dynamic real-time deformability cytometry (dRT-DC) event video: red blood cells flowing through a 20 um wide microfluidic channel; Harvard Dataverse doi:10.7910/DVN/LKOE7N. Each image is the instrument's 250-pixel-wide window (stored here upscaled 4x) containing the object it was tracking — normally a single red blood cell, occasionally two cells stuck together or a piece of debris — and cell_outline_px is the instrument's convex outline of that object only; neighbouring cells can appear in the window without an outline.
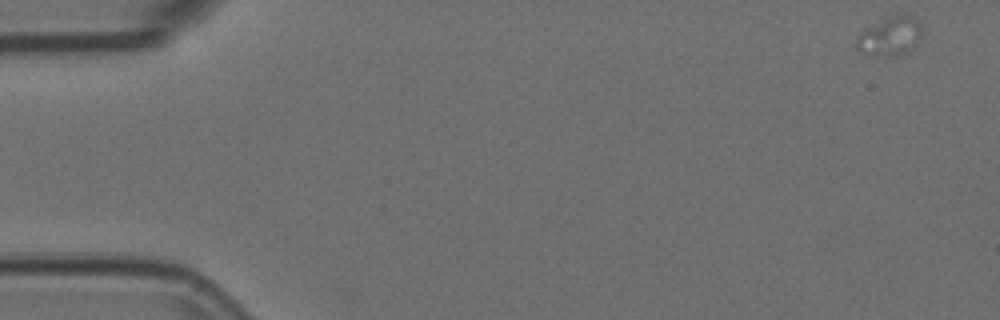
{"species": "Egyptian fruit bat (a non-hibernating species)", "species_latin": "Rousettus aegyptiacus", "temperature_condition": "room temperature", "stored_images_in_passage": 25, "camera_frame_rate_fps": 3000, "um_per_image_px": 0.085, "animal": {"sex": "female"}, "frame": {"image": 1, "passage_image": 1, "time_ms": 0.0, "image_size_px": [1000, 320], "cell_outline_px": [[924, 32], [912, 48], [908, 52], [896, 56], [884, 56], [860, 52], [856, 48], [856, 36], [860, 32], [888, 16], [900, 12], [908, 12], [920, 24]], "centroid_in_image_um": [75.68, 3.04], "position_along_channel_um": 9.3, "area_um2": 15.14}}
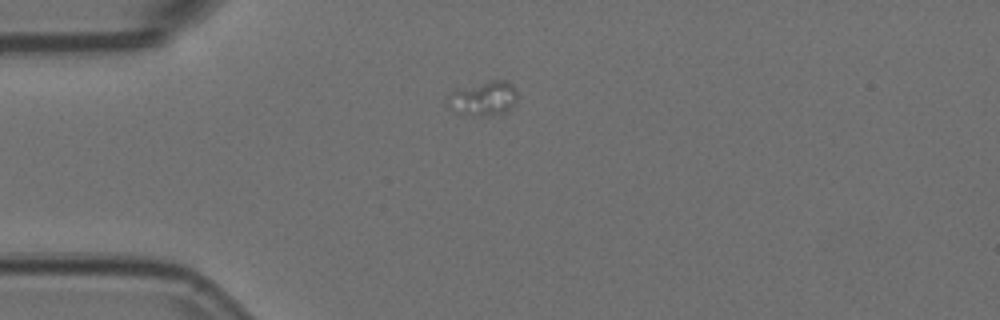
{"frame": {"image": 2, "passage_image": 15, "time_ms": 4.667, "image_size_px": [1000, 320], "cell_outline_px": [[516, 104], [504, 112], [484, 116], [480, 116], [448, 108], [448, 96], [456, 88], [492, 80], [504, 80], [512, 84], [516, 88]], "centroid_in_image_um": [41.12, 8.33], "position_along_channel_um": 43.9, "area_um2": 13.76}}